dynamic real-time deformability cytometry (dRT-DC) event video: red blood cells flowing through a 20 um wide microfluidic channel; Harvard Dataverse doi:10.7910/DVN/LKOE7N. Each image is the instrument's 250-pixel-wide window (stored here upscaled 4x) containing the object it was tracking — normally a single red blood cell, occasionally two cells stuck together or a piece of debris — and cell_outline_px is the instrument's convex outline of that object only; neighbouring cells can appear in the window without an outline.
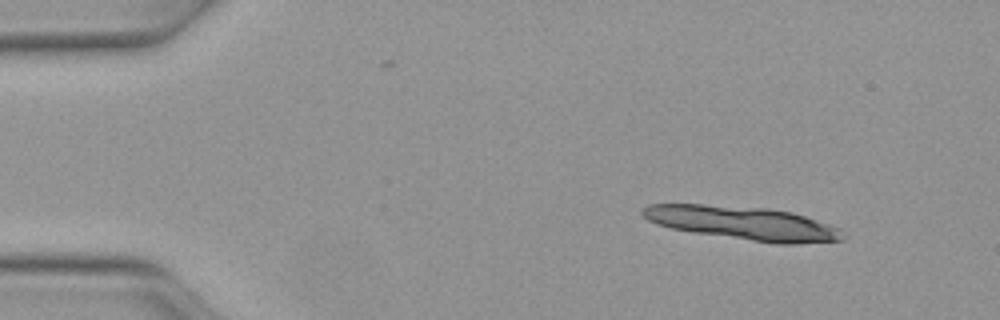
{"species": "Egyptian fruit bat (a non-hibernating species)", "species_latin": "Rousettus aegyptiacus", "temperature_condition": "warm", "stored_images_in_passage": 3, "camera_frame_rate_fps": 3000, "um_per_image_px": 0.085, "animal": {"sex": "female"}, "frame": {"image": 1, "passage_image": 2, "time_ms": 0.333, "image_size_px": [1000, 320], "cell_outline_px": [[828, 240], [764, 240], [684, 228], [696, 208], [712, 208], [780, 212], [796, 216], [808, 220]], "centroid_in_image_um": [64.08, 19.09], "position_along_channel_um": 20.9, "area_um2": 23.24}}